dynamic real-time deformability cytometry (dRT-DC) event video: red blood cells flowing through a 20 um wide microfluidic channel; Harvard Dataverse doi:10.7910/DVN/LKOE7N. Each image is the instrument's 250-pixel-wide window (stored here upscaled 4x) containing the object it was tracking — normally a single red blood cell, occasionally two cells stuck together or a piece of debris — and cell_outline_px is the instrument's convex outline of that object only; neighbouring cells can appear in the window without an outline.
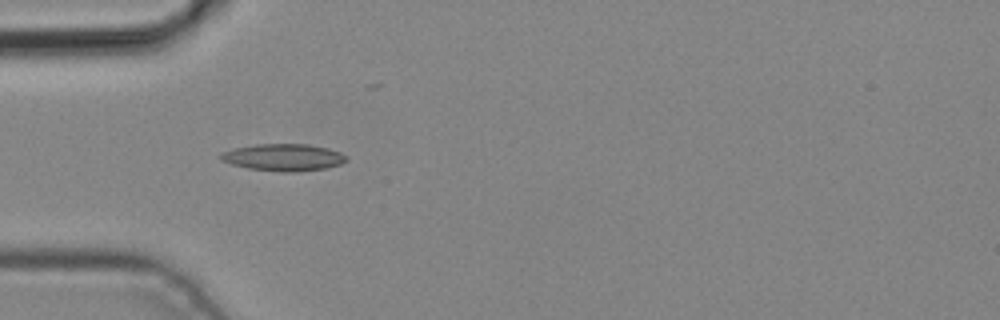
{"species": "common noctule bat (a hibernating species)", "species_latin": "Nyctalus noctula", "temperature_condition": "cold", "stored_images_in_passage": 5, "camera_frame_rate_fps": 3000, "um_per_image_px": 0.085, "animal": {"sex": "male", "body_mass_g": 19.2, "forearm_length_mm": 51.8}, "frame": {"image": 1, "passage_image": 4, "time_ms": 1.0, "image_size_px": [1000, 320], "cell_outline_px": [[348, 160], [340, 164], [324, 168], [296, 172], [280, 172], [248, 168], [232, 164], [220, 160], [220, 152], [232, 148], [256, 144], [308, 144], [328, 148], [340, 152], [348, 156]], "centroid_in_image_um": [24.08, 13.37], "position_along_channel_um": 60.9, "area_um2": 19.94}}
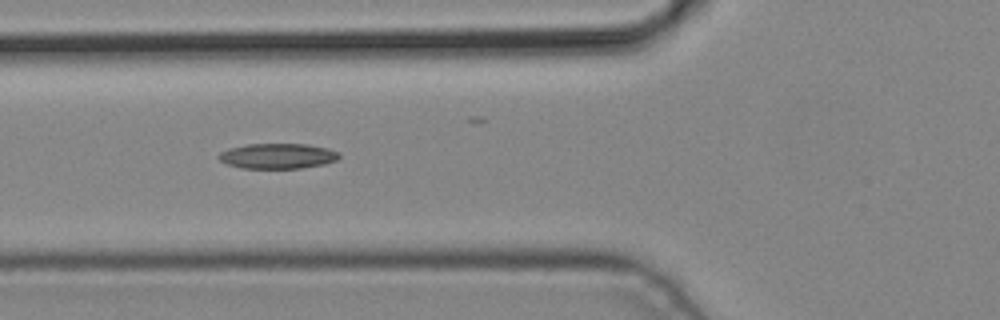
{"frame": {"image": 2, "passage_image": 5, "time_ms": 1.333, "image_size_px": [1000, 320], "cell_outline_px": [[340, 156], [336, 160], [324, 164], [300, 168], [240, 168], [228, 164], [220, 160], [216, 156], [220, 152], [232, 148], [248, 144], [304, 144], [328, 148], [340, 152]], "centroid_in_image_um": [23.61, 13.26], "position_along_channel_um": 102.2, "area_um2": 17.63}}